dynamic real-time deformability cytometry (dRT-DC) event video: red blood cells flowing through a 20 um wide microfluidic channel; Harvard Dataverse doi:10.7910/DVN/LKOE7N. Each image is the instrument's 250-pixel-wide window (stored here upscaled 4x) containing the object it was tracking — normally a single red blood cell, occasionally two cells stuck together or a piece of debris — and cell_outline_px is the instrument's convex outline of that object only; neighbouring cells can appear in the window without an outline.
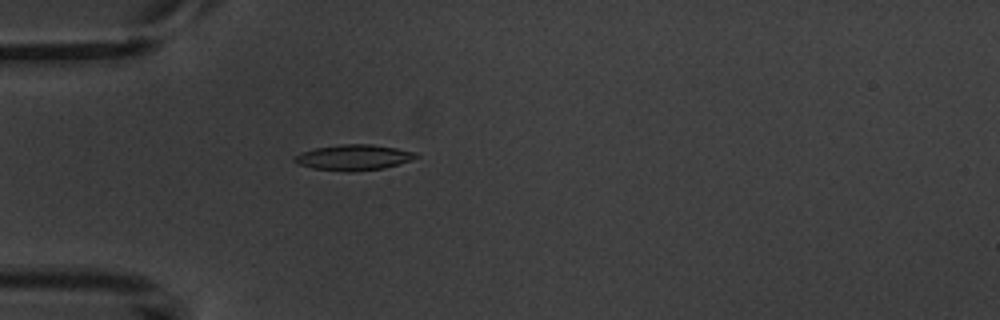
{"species": "common noctule bat (a hibernating species)", "species_latin": "Nyctalus noctula", "temperature_condition": "warm", "stored_images_in_passage": 3, "camera_frame_rate_fps": 3000, "um_per_image_px": 0.085, "animal": {"sex": "male", "body_mass_g": 20.1, "forearm_length_mm": 53.5}, "frame": {"image": 1, "passage_image": 3, "time_ms": 2.333, "image_size_px": [1000, 320], "cell_outline_px": [[420, 156], [412, 160], [384, 168], [352, 172], [344, 172], [312, 168], [296, 164], [292, 160], [300, 152], [316, 148], [340, 144], [372, 144], [396, 148], [416, 152]], "centroid_in_image_um": [30.05, 13.39], "position_along_channel_um": 54.9, "area_um2": 18.32}}